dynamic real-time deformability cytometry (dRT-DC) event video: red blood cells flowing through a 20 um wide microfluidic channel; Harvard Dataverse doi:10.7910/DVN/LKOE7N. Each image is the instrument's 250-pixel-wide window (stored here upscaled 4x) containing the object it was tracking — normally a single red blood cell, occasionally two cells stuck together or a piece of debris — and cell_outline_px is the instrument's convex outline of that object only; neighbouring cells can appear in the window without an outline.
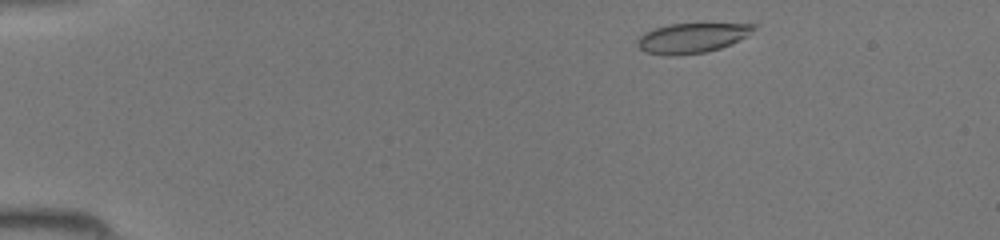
{"species": "common noctule bat (a hibernating species)", "species_latin": "Nyctalus noctula", "temperature_condition": "room temperature", "stored_images_in_passage": 40, "camera_frame_rate_fps": 3000, "um_per_image_px": 0.085, "animal": {"sex": "female", "body_mass_g": 19.5, "forearm_length_mm": 54.1}, "frame": {"image": 1, "passage_image": 2, "time_ms": 0.333, "image_size_px": [1000, 240], "cell_outline_px": [[756, 28], [748, 36], [732, 44], [720, 48], [704, 52], [672, 56], [668, 56], [648, 52], [640, 48], [636, 44], [636, 40], [644, 32], [668, 24], [700, 20], [756, 24]], "centroid_in_image_um": [58.9, 3.15], "position_along_channel_um": 26.1, "area_um2": 21.44}}
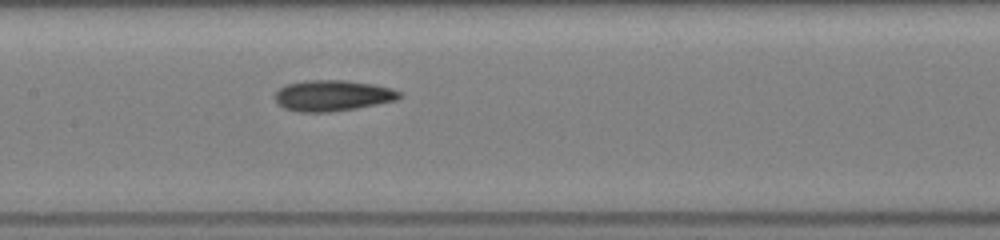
{"frame": {"image": 2, "passage_image": 18, "time_ms": 5.667, "image_size_px": [1000, 240], "cell_outline_px": [[400, 96], [396, 100], [356, 108], [328, 112], [300, 112], [284, 108], [276, 104], [276, 92], [280, 88], [288, 84], [304, 80], [344, 80], [372, 84], [392, 88], [400, 92]], "centroid_in_image_um": [28.24, 8.12], "position_along_channel_um": 179.2, "area_um2": 22.25}}
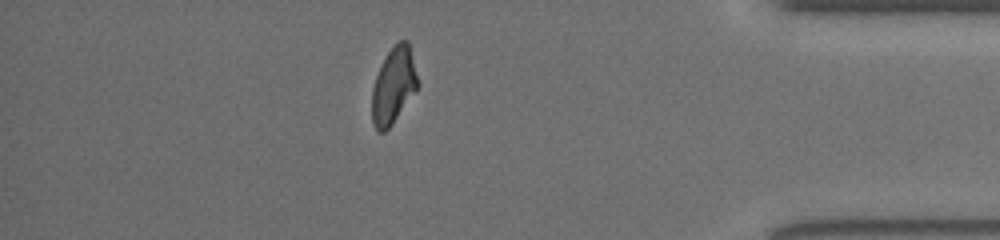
{"frame": {"image": 3, "passage_image": 35, "time_ms": 11.333, "image_size_px": [1000, 240], "cell_outline_px": [[420, 84], [392, 124], [384, 132], [380, 132], [372, 124], [372, 88], [376, 76], [388, 52], [400, 40], [408, 40]], "centroid_in_image_um": [33.46, 7.28], "position_along_channel_um": 401.7, "area_um2": 20.06}}